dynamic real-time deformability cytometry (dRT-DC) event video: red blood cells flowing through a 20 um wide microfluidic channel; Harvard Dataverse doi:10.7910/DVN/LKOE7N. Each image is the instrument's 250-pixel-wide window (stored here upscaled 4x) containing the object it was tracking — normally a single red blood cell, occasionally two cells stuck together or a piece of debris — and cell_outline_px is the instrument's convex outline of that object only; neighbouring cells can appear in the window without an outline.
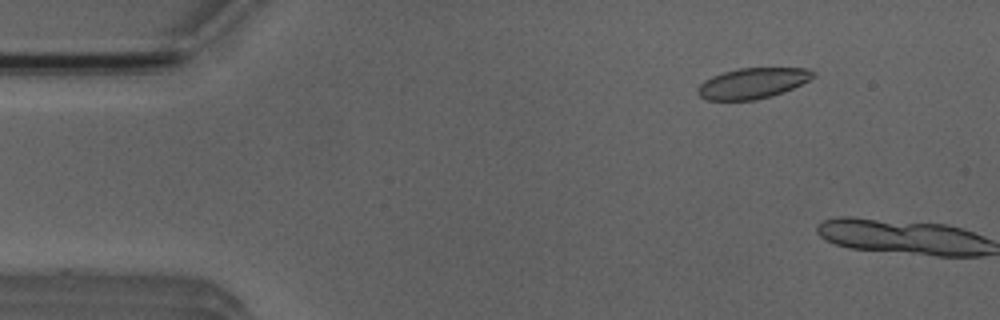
{"species": "Egyptian fruit bat (a non-hibernating species)", "species_latin": "Rousettus aegyptiacus", "temperature_condition": "room temperature", "stored_images_in_passage": 3, "camera_frame_rate_fps": 3000, "um_per_image_px": 0.085, "animal": {"sex": "male"}, "frame": {"image": 1, "passage_image": 2, "time_ms": 1.0, "image_size_px": [1000, 320], "cell_outline_px": [[816, 76], [784, 92], [772, 96], [756, 100], [708, 100], [700, 96], [696, 92], [700, 84], [704, 80], [712, 76], [724, 72], [740, 68], [808, 68], [816, 72]], "centroid_in_image_um": [63.98, 7.07], "position_along_channel_um": 21.0, "area_um2": 20.58}}